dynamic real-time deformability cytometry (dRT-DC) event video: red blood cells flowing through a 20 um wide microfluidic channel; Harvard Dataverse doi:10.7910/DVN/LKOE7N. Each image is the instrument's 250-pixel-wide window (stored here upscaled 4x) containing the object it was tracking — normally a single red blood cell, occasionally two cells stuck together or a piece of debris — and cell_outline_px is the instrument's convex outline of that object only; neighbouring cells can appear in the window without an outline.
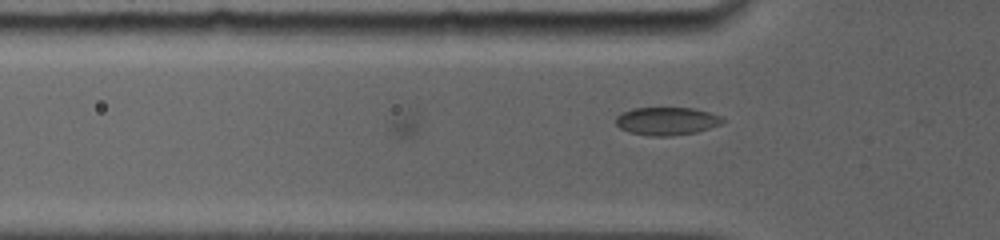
{"species": "common noctule bat (a hibernating species)", "species_latin": "Nyctalus noctula", "temperature_condition": "room temperature", "stored_images_in_passage": 14, "camera_frame_rate_fps": 5000, "um_per_image_px": 0.085, "animal": {"sex": "female", "body_mass_g": 19.0, "forearm_length_mm": 56.7}, "frame": {"image": 1, "passage_image": 14, "time_ms": 1.6, "image_size_px": [1000, 240], "cell_outline_px": [[724, 120], [720, 124], [696, 132], [668, 136], [648, 136], [628, 132], [620, 128], [616, 124], [616, 116], [620, 112], [632, 108], [692, 108], [708, 112], [720, 116]], "centroid_in_image_um": [56.6, 10.29], "position_along_channel_um": 69.2, "area_um2": 17.34}}